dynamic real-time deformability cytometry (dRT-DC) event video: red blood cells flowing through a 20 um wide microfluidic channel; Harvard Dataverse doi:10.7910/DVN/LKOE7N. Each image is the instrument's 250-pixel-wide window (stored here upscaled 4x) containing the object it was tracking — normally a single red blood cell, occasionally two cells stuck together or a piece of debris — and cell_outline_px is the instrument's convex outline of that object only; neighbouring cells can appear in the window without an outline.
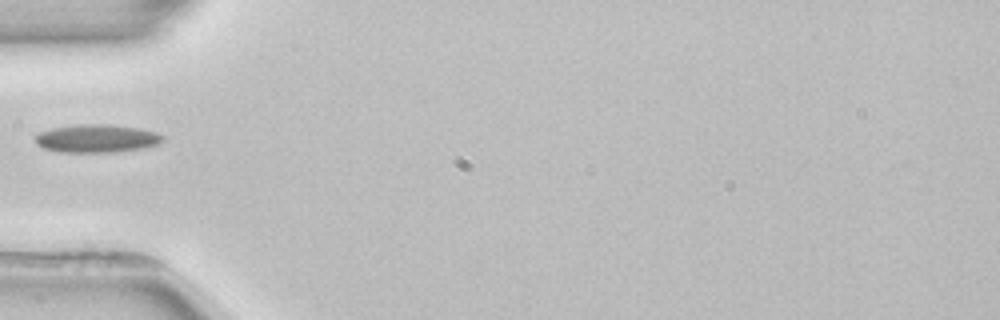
{"species": "common noctule bat (a hibernating species)", "species_latin": "Nyctalus noctula", "temperature_condition": "room temperature", "stored_images_in_passage": 2, "camera_frame_rate_fps": 3000, "um_per_image_px": 0.085, "animal": {"sex": "female", "body_mass_g": 22.7, "forearm_length_mm": 54.2}, "frame": {"image": 1, "passage_image": 2, "time_ms": 1.333, "image_size_px": [1000, 320], "cell_outline_px": [[164, 140], [156, 144], [140, 148], [116, 152], [60, 152], [44, 148], [36, 144], [36, 136], [40, 132], [52, 128], [80, 124], [104, 124], [140, 128], [156, 132], [164, 136]], "centroid_in_image_um": [8.22, 11.77], "position_along_channel_um": 76.8, "area_um2": 20.69}}